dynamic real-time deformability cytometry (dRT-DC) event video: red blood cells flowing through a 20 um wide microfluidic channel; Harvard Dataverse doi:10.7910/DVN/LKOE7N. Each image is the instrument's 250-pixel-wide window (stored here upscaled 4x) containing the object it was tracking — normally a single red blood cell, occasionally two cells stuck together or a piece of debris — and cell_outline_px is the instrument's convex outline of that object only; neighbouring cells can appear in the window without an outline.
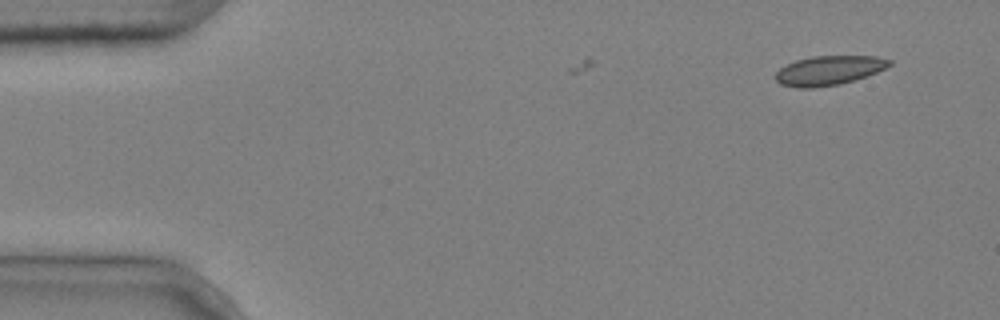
{"species": "common noctule bat (a hibernating species)", "species_latin": "Nyctalus noctula", "temperature_condition": "cold", "stored_images_in_passage": 3, "camera_frame_rate_fps": 3000, "um_per_image_px": 0.085, "animal": {"sex": "male", "body_mass_g": 20.4}, "frame": {"image": 1, "passage_image": 3, "time_ms": 0.667, "image_size_px": [1000, 320], "cell_outline_px": [[892, 64], [876, 72], [840, 84], [812, 88], [796, 88], [780, 84], [776, 80], [776, 72], [780, 68], [796, 60], [812, 56], [876, 56], [892, 60]], "centroid_in_image_um": [70.43, 5.98], "position_along_channel_um": 14.6, "area_um2": 19.31}}